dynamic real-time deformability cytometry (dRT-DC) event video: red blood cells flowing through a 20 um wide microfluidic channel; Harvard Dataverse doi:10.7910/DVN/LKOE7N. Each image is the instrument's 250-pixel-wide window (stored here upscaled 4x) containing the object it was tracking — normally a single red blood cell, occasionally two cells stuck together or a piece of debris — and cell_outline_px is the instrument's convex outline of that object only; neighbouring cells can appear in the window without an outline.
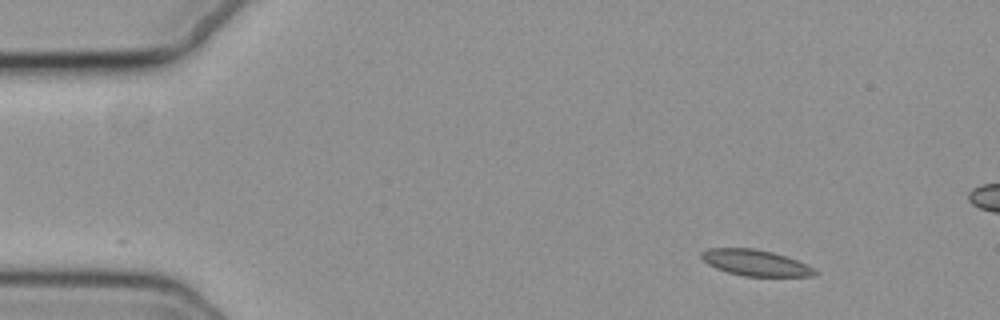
{"species": "common noctule bat (a hibernating species)", "species_latin": "Nyctalus noctula", "temperature_condition": "cold", "stored_images_in_passage": 51, "segment_of_instrument_passage": [1, 2], "camera_frame_rate_fps": 3000, "um_per_image_px": 0.085, "animal": {"sex": "female", "body_mass_g": 19.3, "forearm_length_mm": 54.1}, "frame": {"image": 1, "passage_image": 1, "time_ms": 0.0, "image_size_px": [1000, 320], "cell_outline_px": [[820, 272], [812, 276], [744, 276], [728, 272], [716, 268], [708, 264], [700, 256], [700, 252], [708, 248], [756, 248], [788, 256]], "centroid_in_image_um": [64.19, 22.32], "position_along_channel_um": 20.8, "area_um2": 17.17}}
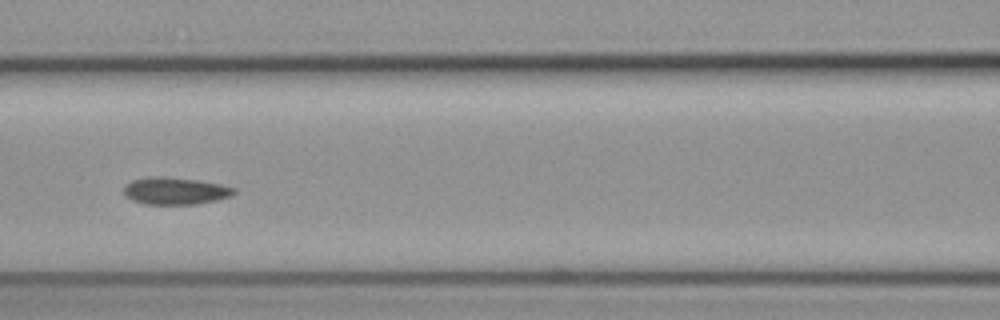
{"frame": {"image": 2, "passage_image": 19, "time_ms": 6.0, "image_size_px": [1000, 320], "cell_outline_px": [[236, 192], [232, 196], [216, 200], [196, 204], [144, 204], [132, 200], [124, 196], [124, 184], [132, 180], [148, 176], [160, 176], [200, 180], [220, 184], [236, 188]], "centroid_in_image_um": [14.88, 16.22], "position_along_channel_um": 151.7, "area_um2": 17.69}}
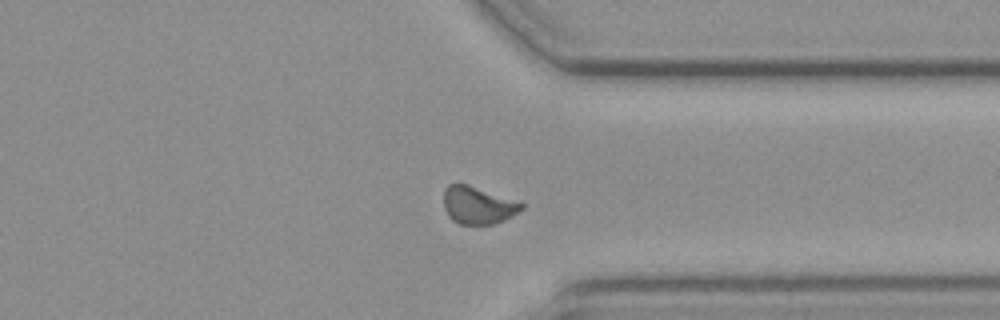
{"frame": {"image": 3, "passage_image": 37, "time_ms": 12.0, "image_size_px": [1000, 320], "cell_outline_px": [[524, 208], [504, 220], [492, 224], [460, 224], [452, 220], [448, 216], [444, 208], [444, 188], [448, 184], [468, 184], [524, 204]], "centroid_in_image_um": [40.58, 17.45], "position_along_channel_um": 370.8, "area_um2": 16.76}}